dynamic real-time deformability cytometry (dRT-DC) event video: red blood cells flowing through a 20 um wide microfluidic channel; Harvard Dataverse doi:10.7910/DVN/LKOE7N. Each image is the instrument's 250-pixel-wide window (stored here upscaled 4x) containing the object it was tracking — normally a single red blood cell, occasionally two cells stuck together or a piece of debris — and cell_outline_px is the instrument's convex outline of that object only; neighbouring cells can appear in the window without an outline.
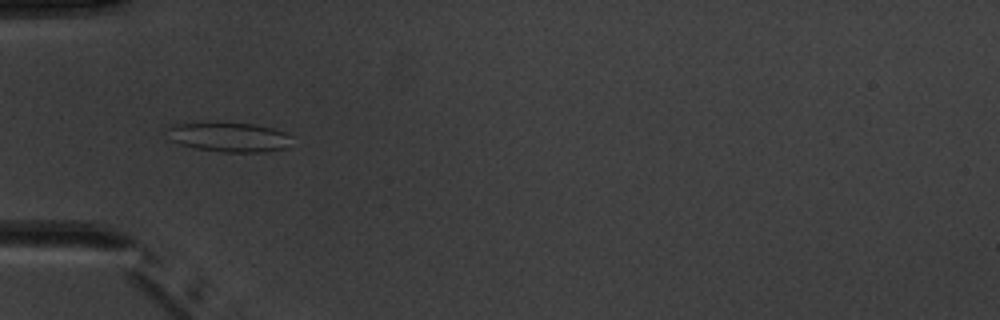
{"species": "common noctule bat (a hibernating species)", "species_latin": "Nyctalus noctula", "temperature_condition": "warm", "stored_images_in_passage": 6, "camera_frame_rate_fps": 3000, "um_per_image_px": 0.085, "animal": {"sex": "male", "body_mass_g": 20.1, "forearm_length_mm": 53.5}, "frame": {"image": 1, "passage_image": 3, "time_ms": 3.333, "image_size_px": [1000, 320], "cell_outline_px": [[292, 136], [288, 148], [264, 152], [224, 152], [196, 148], [180, 144], [172, 140], [168, 128], [172, 124], [208, 120], [256, 124], [272, 128], [284, 132]], "centroid_in_image_um": [19.48, 11.61], "position_along_channel_um": 65.5, "area_um2": 22.08}}
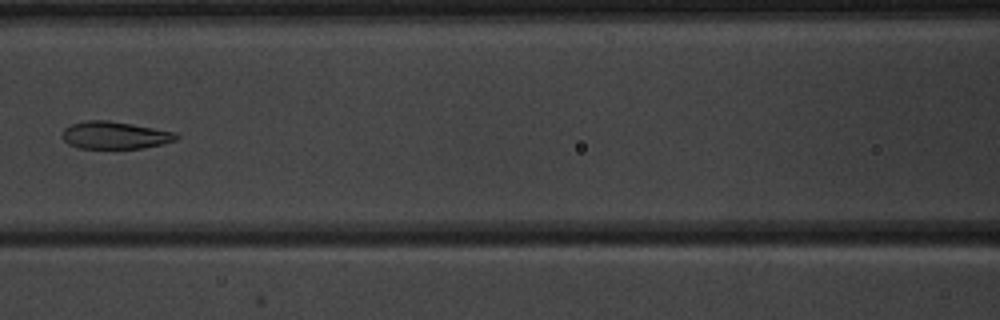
{"frame": {"image": 2, "passage_image": 5, "time_ms": 5.667, "image_size_px": [1000, 320], "cell_outline_px": [[180, 136], [176, 140], [164, 144], [144, 148], [80, 148], [68, 144], [60, 136], [64, 128], [72, 124], [84, 120], [108, 120], [132, 124], [176, 132]], "centroid_in_image_um": [9.76, 11.49], "position_along_channel_um": 156.8, "area_um2": 18.38}}
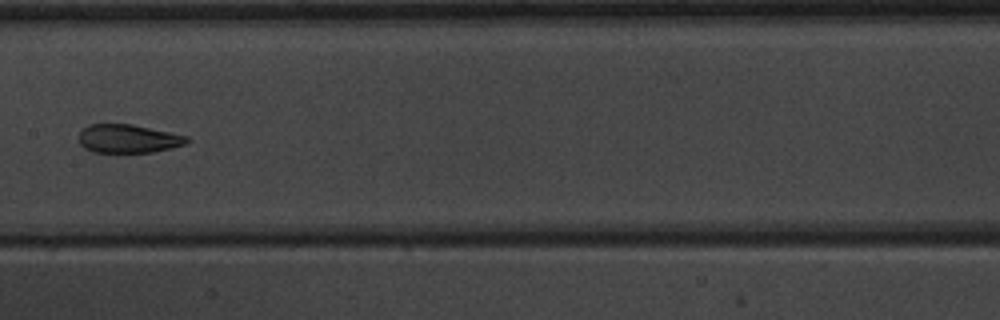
{"frame": {"image": 3, "passage_image": 6, "time_ms": 6.667, "image_size_px": [1000, 320], "cell_outline_px": [[192, 140], [188, 144], [172, 148], [152, 152], [92, 152], [84, 148], [80, 144], [80, 132], [88, 124], [132, 124], [188, 136]], "centroid_in_image_um": [10.94, 11.79], "position_along_channel_um": 196.5, "area_um2": 18.03}}